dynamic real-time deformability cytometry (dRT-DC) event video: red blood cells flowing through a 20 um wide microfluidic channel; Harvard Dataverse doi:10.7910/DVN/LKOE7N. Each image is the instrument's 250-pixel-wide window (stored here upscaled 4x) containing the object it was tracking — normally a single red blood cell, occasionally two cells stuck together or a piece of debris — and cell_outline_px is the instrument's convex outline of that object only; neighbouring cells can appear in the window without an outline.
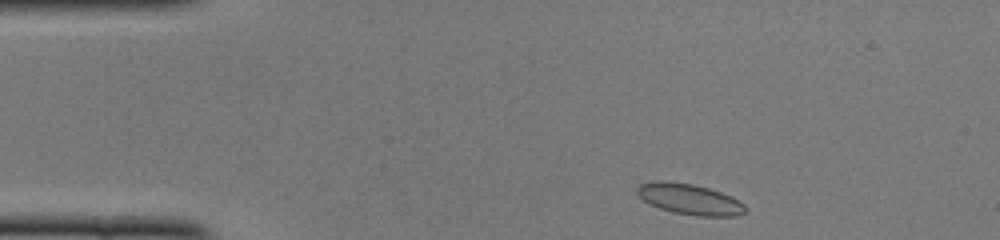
{"species": "common noctule bat (a hibernating species)", "species_latin": "Nyctalus noctula", "temperature_condition": "cold", "stored_images_in_passage": 43, "camera_frame_rate_fps": 3000, "um_per_image_px": 0.085, "animal": {"sex": "female", "body_mass_g": 22.0, "forearm_length_mm": 56.7}, "frame": {"image": 1, "passage_image": 1, "time_ms": 0.0, "image_size_px": [1000, 240], "cell_outline_px": [[744, 212], [736, 216], [696, 216], [676, 212], [660, 208], [648, 204], [636, 192], [636, 188], [640, 184], [652, 180], [664, 180], [692, 184], [708, 188], [732, 196], [740, 200], [744, 204]], "centroid_in_image_um": [58.59, 16.91], "position_along_channel_um": 26.4, "area_um2": 19.36}}
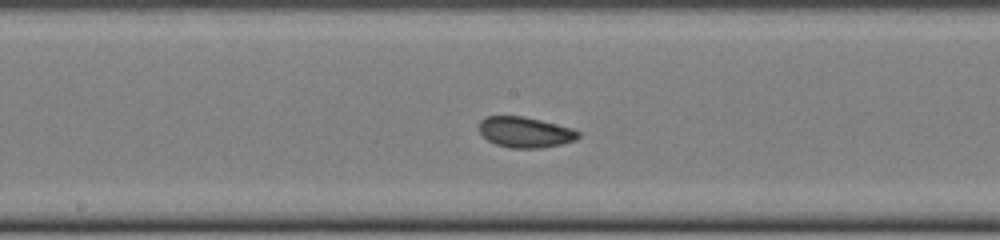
{"frame": {"image": 2, "passage_image": 19, "time_ms": 6.0, "image_size_px": [1000, 240], "cell_outline_px": [[580, 136], [576, 140], [560, 144], [540, 148], [508, 148], [496, 144], [488, 140], [480, 132], [480, 120], [484, 116], [524, 116], [572, 128], [580, 132]], "centroid_in_image_um": [44.64, 11.23], "position_along_channel_um": 203.6, "area_um2": 17.69}}
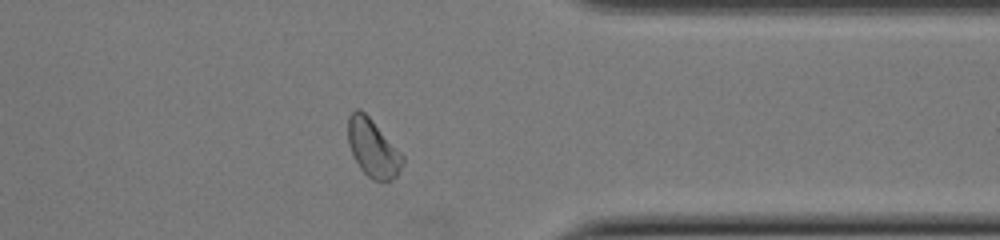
{"frame": {"image": 3, "passage_image": 33, "time_ms": 10.667, "image_size_px": [1000, 240], "cell_outline_px": [[404, 164], [396, 176], [392, 180], [372, 180], [360, 168], [348, 144], [348, 116], [356, 108], [360, 108], [372, 120], [404, 156]], "centroid_in_image_um": [31.7, 12.58], "position_along_channel_um": 379.7, "area_um2": 18.21}, "authors_computed_cell_mechanics": {"area_um2": 18.4382, "velocity_mm_per_s": 3.9601, "shape_relaxation_time_tau1_ms": 3.1346, "shape_relaxation_time_tau2_ms": 1.2018, "deformation_change_tau1": 0.076, "deformation_change_tau2": 0.0581}}